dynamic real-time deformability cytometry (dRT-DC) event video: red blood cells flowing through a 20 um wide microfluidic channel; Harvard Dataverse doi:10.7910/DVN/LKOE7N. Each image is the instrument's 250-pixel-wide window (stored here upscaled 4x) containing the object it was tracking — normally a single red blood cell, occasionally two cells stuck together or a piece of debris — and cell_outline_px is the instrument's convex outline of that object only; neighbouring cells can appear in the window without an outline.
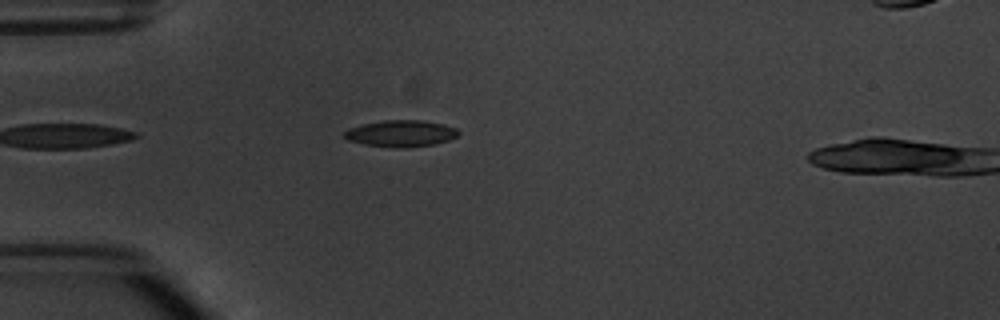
{"species": "common noctule bat (a hibernating species)", "species_latin": "Nyctalus noctula", "temperature_condition": "warm", "stored_images_in_passage": 5, "camera_frame_rate_fps": 3000, "um_per_image_px": 0.085, "animal": {"sex": "male", "body_mass_g": 20.1, "forearm_length_mm": 53.5}, "frame": {"image": 1, "passage_image": 5, "time_ms": 4.667, "image_size_px": [1000, 320], "cell_outline_px": [[460, 132], [456, 136], [448, 140], [432, 144], [404, 148], [396, 148], [364, 144], [348, 140], [344, 136], [344, 132], [348, 128], [364, 124], [384, 120], [424, 120], [444, 124], [456, 128]], "centroid_in_image_um": [34.07, 11.34], "position_along_channel_um": 50.9, "area_um2": 17.57}}